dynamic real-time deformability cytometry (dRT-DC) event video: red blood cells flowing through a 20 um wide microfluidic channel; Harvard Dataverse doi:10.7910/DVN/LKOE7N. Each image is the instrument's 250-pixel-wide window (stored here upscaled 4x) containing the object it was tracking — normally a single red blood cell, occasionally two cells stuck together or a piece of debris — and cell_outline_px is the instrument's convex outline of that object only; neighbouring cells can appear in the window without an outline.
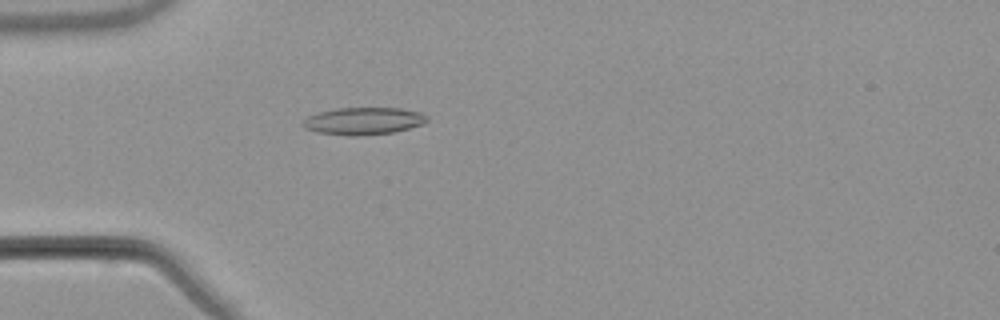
{"species": "common noctule bat (a hibernating species)", "species_latin": "Nyctalus noctula", "temperature_condition": "warm", "stored_images_in_passage": 52, "camera_frame_rate_fps": 3000, "um_per_image_px": 0.085, "animal": {"sex": "male", "body_mass_g": 21.5, "forearm_length_mm": 52.0}, "frame": {"image": 1, "passage_image": 14, "time_ms": 4.333, "image_size_px": [1000, 320], "cell_outline_px": [[428, 120], [424, 124], [392, 132], [356, 136], [348, 136], [316, 132], [304, 128], [300, 124], [308, 116], [320, 112], [336, 108], [400, 108], [424, 112], [428, 116]], "centroid_in_image_um": [30.91, 10.28], "position_along_channel_um": 54.1, "area_um2": 19.88}}
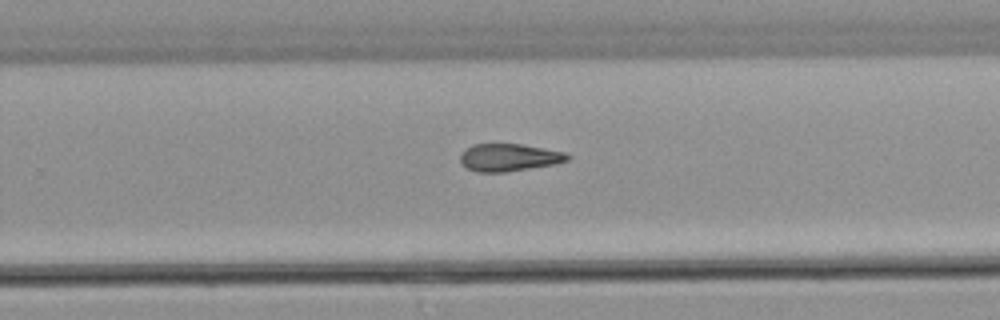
{"frame": {"image": 2, "passage_image": 33, "time_ms": 10.667, "image_size_px": [1000, 320], "cell_outline_px": [[572, 156], [568, 160], [556, 164], [504, 172], [476, 172], [468, 168], [460, 160], [460, 152], [464, 148], [472, 144], [520, 144], [564, 152]], "centroid_in_image_um": [43.25, 13.38], "position_along_channel_um": 286.6, "area_um2": 17.17}}
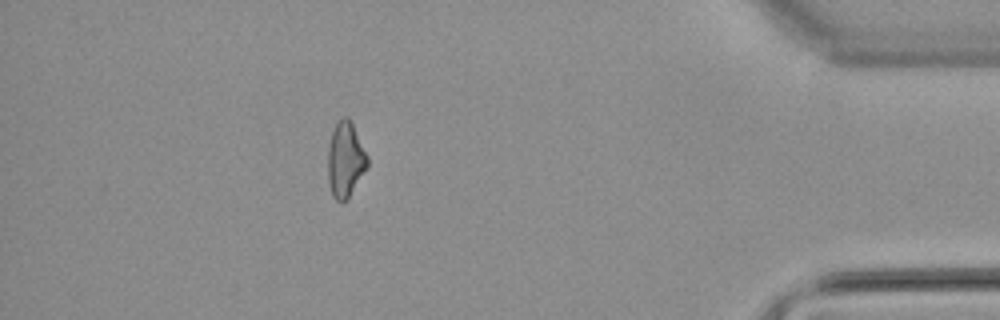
{"frame": {"image": 3, "passage_image": 46, "time_ms": 15.0, "image_size_px": [1000, 320], "cell_outline_px": [[368, 168], [348, 196], [340, 204], [332, 196], [328, 180], [328, 148], [332, 132], [336, 124], [344, 116], [348, 116], [368, 156]], "centroid_in_image_um": [29.36, 13.59], "position_along_channel_um": 405.8, "area_um2": 17.17}, "authors_computed_cell_mechanics": {"area_um2": 17.8602, "velocity_mm_per_s": 3.8252, "shape_relaxation_time_tau1_ms": null, "shape_relaxation_time_tau2_ms": 7.0292, "deformation_change_tau1": null, "deformation_change_tau2": 0.1865}}